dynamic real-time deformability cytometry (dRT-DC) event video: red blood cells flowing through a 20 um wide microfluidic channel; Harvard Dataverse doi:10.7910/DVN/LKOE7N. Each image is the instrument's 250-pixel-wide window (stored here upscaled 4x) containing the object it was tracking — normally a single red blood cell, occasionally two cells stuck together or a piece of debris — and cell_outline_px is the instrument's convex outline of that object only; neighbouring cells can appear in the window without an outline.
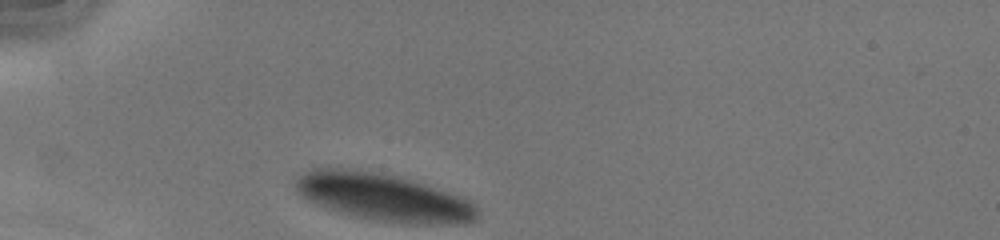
{"species": "human", "species_latin": "Homo sapiens", "temperature_condition": "cold", "stored_images_in_passage": 28, "camera_frame_rate_fps": 3000, "um_per_image_px": 0.085, "donor": {"sex": "male"}, "frame": {"image": 1, "passage_image": 1, "time_ms": 0.0, "image_size_px": [1000, 240], "cell_outline_px": [[468, 216], [440, 216], [388, 212], [368, 208], [320, 196], [312, 192], [304, 184], [312, 176], [364, 176], [388, 180], [404, 184], [452, 200], [460, 204], [468, 212]], "centroid_in_image_um": [32.62, 16.64], "position_along_channel_um": 52.4, "area_um2": 27.86}}
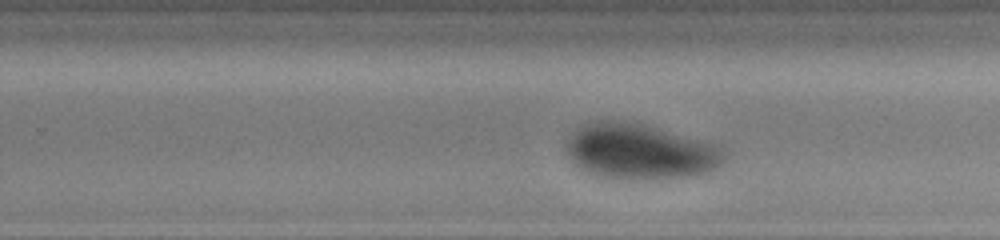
{"frame": {"image": 2, "passage_image": 19, "time_ms": 6.0, "image_size_px": [1000, 240], "cell_outline_px": [[700, 160], [696, 164], [688, 168], [616, 168], [600, 164], [584, 156], [576, 148], [580, 140], [588, 132], [624, 132], [644, 136], [696, 152], [700, 156]], "centroid_in_image_um": [53.92, 12.88], "position_along_channel_um": 275.9, "area_um2": 23.87}}
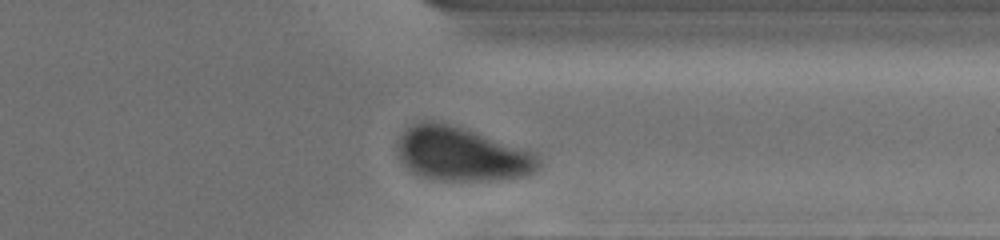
{"frame": {"image": 3, "passage_image": 26, "time_ms": 8.333, "image_size_px": [1000, 240], "cell_outline_px": [[528, 168], [512, 172], [432, 172], [416, 164], [408, 156], [404, 144], [408, 136], [416, 128], [444, 128], [520, 156], [528, 164]], "centroid_in_image_um": [38.95, 13.02], "position_along_channel_um": 372.4, "area_um2": 27.28}, "authors_computed_cell_mechanics": {"area_um2": 24.5939, "velocity_mm_per_s": 4.1249, "shape_relaxation_time_tau1_ms": 4.5379, "shape_relaxation_time_tau2_ms": null, "deformation_change_tau1": 0.2376, "deformation_change_tau2": null}}